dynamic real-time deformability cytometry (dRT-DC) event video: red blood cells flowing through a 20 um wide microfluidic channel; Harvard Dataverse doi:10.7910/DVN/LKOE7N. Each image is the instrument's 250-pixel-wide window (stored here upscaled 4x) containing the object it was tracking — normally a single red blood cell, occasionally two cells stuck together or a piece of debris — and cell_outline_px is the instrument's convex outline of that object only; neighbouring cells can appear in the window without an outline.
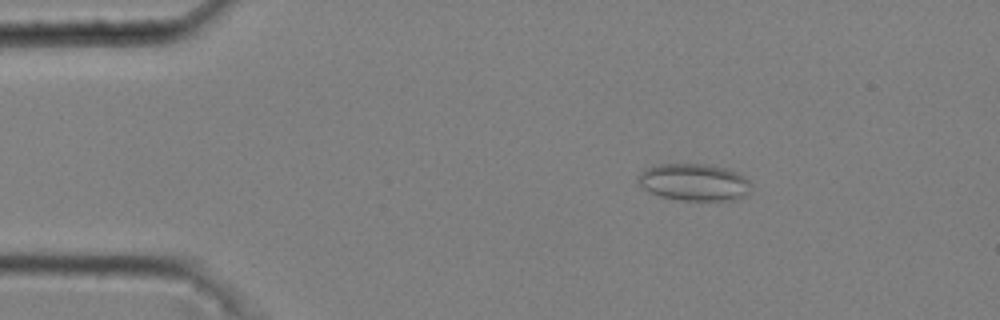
{"species": "common noctule bat (a hibernating species)", "species_latin": "Nyctalus noctula", "temperature_condition": "cold", "stored_images_in_passage": 52, "camera_frame_rate_fps": 3000, "um_per_image_px": 0.085, "animal": {"sex": "male", "body_mass_g": 20.4}, "frame": {"image": 1, "passage_image": 9, "time_ms": 2.667, "image_size_px": [1000, 320], "cell_outline_px": [[752, 184], [748, 192], [736, 200], [680, 200], [660, 196], [648, 192], [636, 180], [640, 172], [648, 168], [660, 164], [712, 164], [736, 172], [744, 176]], "centroid_in_image_um": [58.99, 15.49], "position_along_channel_um": 26.0, "area_um2": 24.39}}
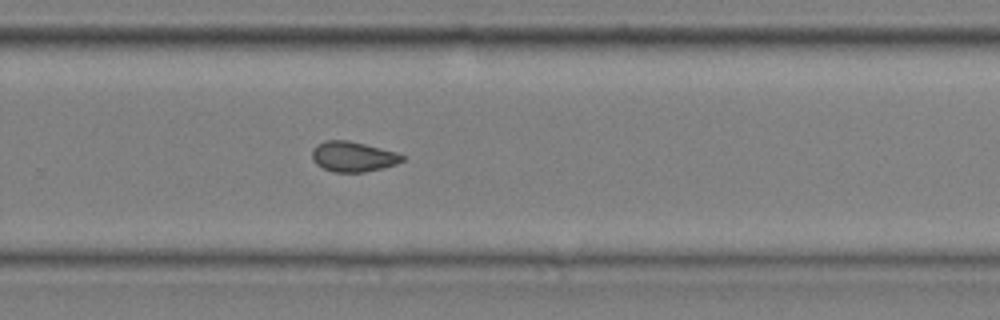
{"frame": {"image": 2, "passage_image": 36, "time_ms": 11.667, "image_size_px": [1000, 320], "cell_outline_px": [[404, 160], [396, 164], [384, 168], [364, 172], [336, 172], [324, 168], [316, 164], [312, 160], [312, 148], [316, 144], [324, 140], [348, 140], [396, 152], [404, 156]], "centroid_in_image_um": [29.98, 13.31], "position_along_channel_um": 299.8, "area_um2": 15.9}}
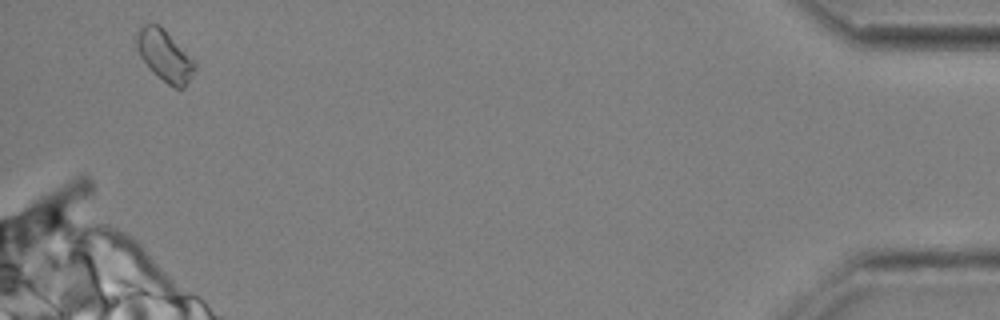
{"frame": {"image": 3, "passage_image": 51, "time_ms": 16.667, "image_size_px": [1000, 320], "cell_outline_px": [[196, 68], [184, 88], [172, 88], [140, 56], [136, 48], [136, 32], [144, 24], [156, 24], [164, 28], [196, 64]], "centroid_in_image_um": [13.99, 4.71], "position_along_channel_um": 421.2, "area_um2": 16.7}, "authors_computed_cell_mechanics": {"area_um2": 16.2996, "velocity_mm_per_s": 3.6893, "shape_relaxation_time_tau1_ms": null, "shape_relaxation_time_tau2_ms": 3.5441, "deformation_change_tau1": null, "deformation_change_tau2": 0.0796}}